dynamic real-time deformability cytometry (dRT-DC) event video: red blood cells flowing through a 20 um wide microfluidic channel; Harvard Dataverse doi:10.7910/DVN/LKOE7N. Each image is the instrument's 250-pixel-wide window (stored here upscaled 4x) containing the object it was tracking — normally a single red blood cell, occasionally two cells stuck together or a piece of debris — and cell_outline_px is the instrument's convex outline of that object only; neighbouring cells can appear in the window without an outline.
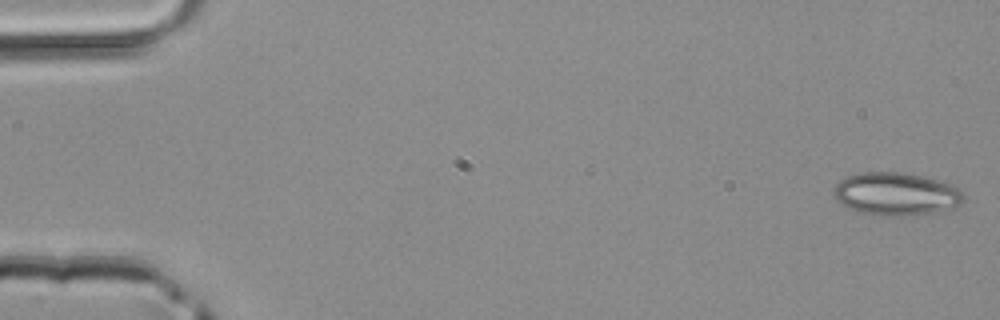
{"species": "common noctule bat (a hibernating species)", "species_latin": "Nyctalus noctula", "temperature_condition": "room temperature", "stored_images_in_passage": 47, "camera_frame_rate_fps": 3000, "um_per_image_px": 0.085, "animal": {"sex": "male", "body_mass_g": 20.4}, "frame": {"image": 1, "passage_image": 1, "time_ms": 0.0, "image_size_px": [1000, 320], "cell_outline_px": [[964, 200], [960, 204], [932, 212], [908, 216], [880, 216], [860, 212], [836, 200], [832, 192], [832, 188], [840, 180], [848, 176], [860, 172], [900, 172], [920, 176], [936, 180], [960, 188], [964, 192]], "centroid_in_image_um": [76.13, 16.48], "position_along_channel_um": 8.9, "area_um2": 32.19}}
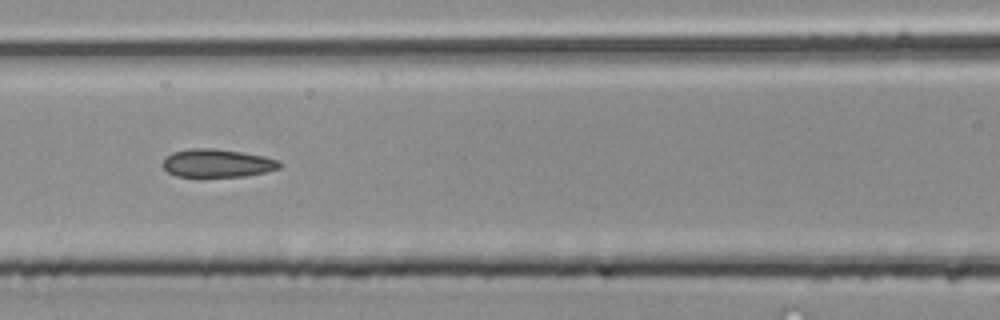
{"frame": {"image": 2, "passage_image": 21, "time_ms": 6.667, "image_size_px": [1000, 320], "cell_outline_px": [[280, 168], [264, 172], [244, 176], [200, 180], [176, 176], [168, 172], [164, 168], [164, 160], [172, 152], [188, 148], [216, 148], [264, 156], [280, 160]], "centroid_in_image_um": [18.43, 13.91], "position_along_channel_um": 148.2, "area_um2": 19.94}}
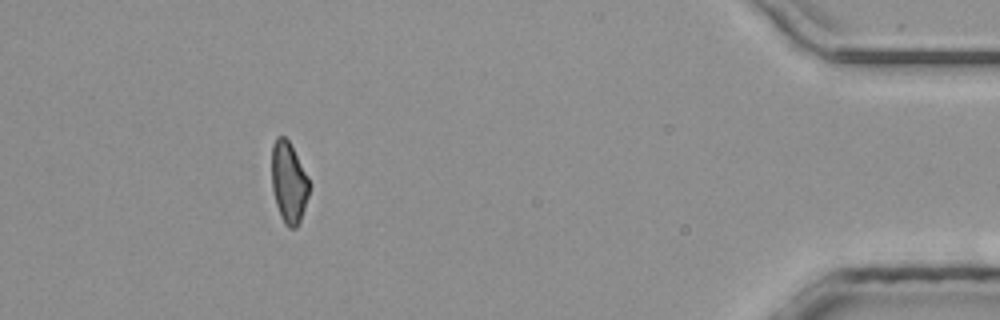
{"frame": {"image": 3, "passage_image": 43, "time_ms": 14.0, "image_size_px": [1000, 320], "cell_outline_px": [[312, 184], [300, 220], [296, 228], [288, 228], [284, 224], [280, 216], [276, 204], [272, 188], [272, 144], [276, 136], [284, 136], [288, 140], [308, 176]], "centroid_in_image_um": [24.55, 15.51], "position_along_channel_um": 410.6, "area_um2": 17.86}}